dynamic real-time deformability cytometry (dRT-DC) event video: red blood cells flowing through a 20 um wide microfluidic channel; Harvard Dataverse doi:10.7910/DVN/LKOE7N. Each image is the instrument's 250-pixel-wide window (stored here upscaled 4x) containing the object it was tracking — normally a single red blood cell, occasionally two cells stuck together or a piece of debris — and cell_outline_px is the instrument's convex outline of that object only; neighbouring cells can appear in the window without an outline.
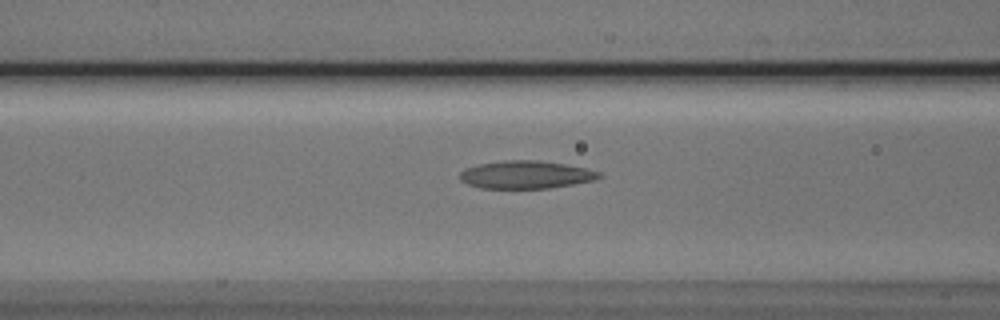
{"species": "Egyptian fruit bat (a non-hibernating species)", "species_latin": "Rousettus aegyptiacus", "temperature_condition": "cold", "stored_images_in_passage": 46, "camera_frame_rate_fps": 3000, "um_per_image_px": 0.085, "animal": {"sex": "male"}, "frame": {"image": 1, "passage_image": 14, "time_ms": 4.333, "image_size_px": [1000, 320], "cell_outline_px": [[604, 176], [592, 180], [572, 184], [548, 188], [480, 188], [468, 184], [460, 180], [460, 172], [464, 168], [476, 164], [504, 160], [540, 160], [564, 164], [584, 168], [600, 172]], "centroid_in_image_um": [44.65, 14.84], "position_along_channel_um": 121.9, "area_um2": 22.54}}
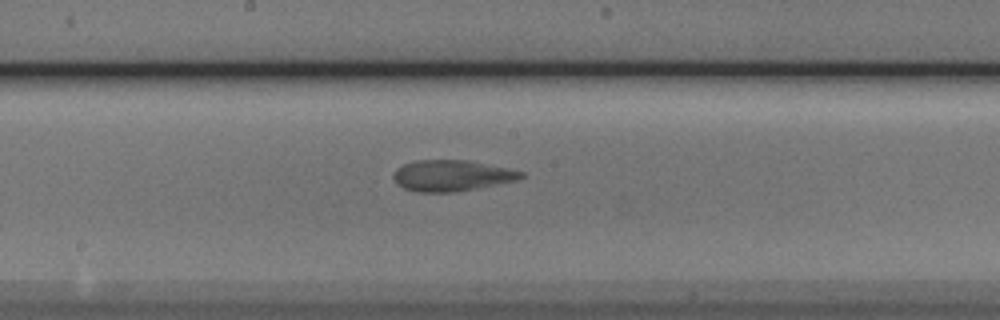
{"frame": {"image": 2, "passage_image": 21, "time_ms": 6.667, "image_size_px": [1000, 320], "cell_outline_px": [[524, 176], [516, 180], [472, 188], [448, 192], [416, 192], [404, 188], [396, 184], [392, 176], [396, 168], [404, 164], [416, 160], [468, 160], [524, 172]], "centroid_in_image_um": [38.31, 14.91], "position_along_channel_um": 209.9, "area_um2": 22.66}}
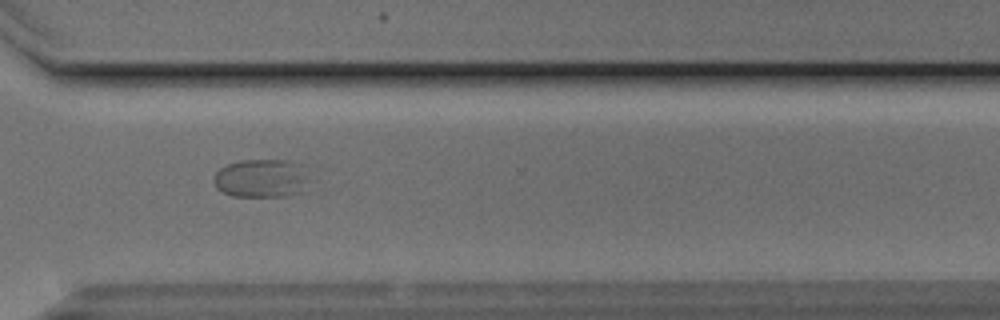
{"frame": {"image": 3, "passage_image": 32, "time_ms": 10.333, "image_size_px": [1000, 320], "cell_outline_px": [[308, 180], [300, 192], [284, 196], [232, 196], [216, 188], [212, 180], [212, 176], [220, 168], [228, 164], [240, 160], [288, 160], [300, 164], [308, 176]], "centroid_in_image_um": [22.16, 15.15], "position_along_channel_um": 348.4, "area_um2": 21.39}}